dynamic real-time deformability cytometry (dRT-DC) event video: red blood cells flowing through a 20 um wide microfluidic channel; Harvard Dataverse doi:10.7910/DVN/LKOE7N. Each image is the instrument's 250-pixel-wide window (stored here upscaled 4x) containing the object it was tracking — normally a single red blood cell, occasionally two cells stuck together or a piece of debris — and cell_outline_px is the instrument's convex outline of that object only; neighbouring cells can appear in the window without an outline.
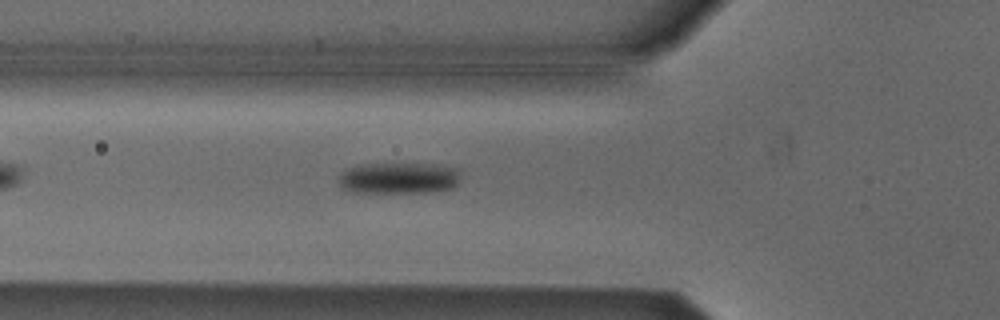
{"species": "Egyptian fruit bat (a non-hibernating species)", "species_latin": "Rousettus aegyptiacus", "temperature_condition": "cold", "stored_images_in_passage": 38, "camera_frame_rate_fps": 3000, "um_per_image_px": 0.085, "animal": {"sex": "male"}, "frame": {"image": 1, "passage_image": 3, "time_ms": 0.667, "image_size_px": [1000, 320], "cell_outline_px": [[460, 180], [452, 188], [440, 192], [352, 192], [340, 188], [336, 180], [340, 172], [356, 164], [436, 164], [456, 168]], "centroid_in_image_um": [33.83, 15.14], "position_along_channel_um": 92.0, "area_um2": 22.66}}
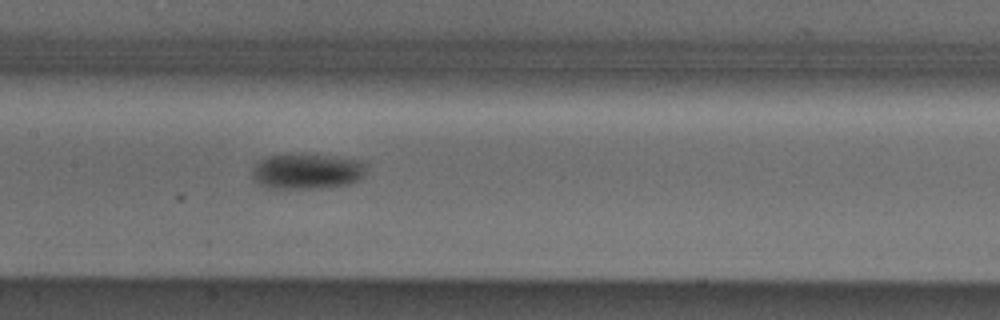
{"frame": {"image": 2, "passage_image": 10, "time_ms": 3.0, "image_size_px": [1000, 320], "cell_outline_px": [[364, 176], [348, 184], [320, 188], [268, 188], [260, 184], [252, 176], [252, 168], [256, 160], [268, 156], [332, 156], [364, 160]], "centroid_in_image_um": [26.08, 14.58], "position_along_channel_um": 181.3, "area_um2": 23.12}}
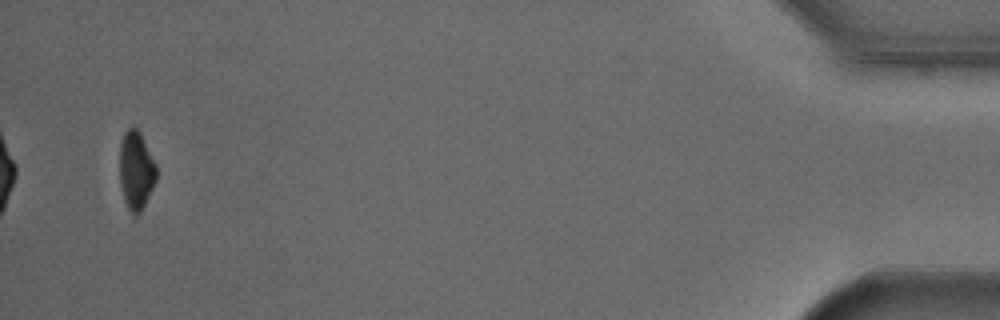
{"frame": {"image": 3, "passage_image": 36, "time_ms": 11.667, "image_size_px": [1000, 320], "cell_outline_px": [[156, 180], [140, 212], [132, 212], [128, 208], [124, 200], [120, 184], [120, 144], [124, 132], [128, 128], [136, 128], [140, 132], [156, 164]], "centroid_in_image_um": [11.56, 14.43], "position_along_channel_um": 423.6, "area_um2": 16.42}, "authors_computed_cell_mechanics": {"area_um2": 21.1259, "velocity_mm_per_s": 3.8198, "shape_relaxation_time_tau1_ms": 3.227, "shape_relaxation_time_tau2_ms": null, "deformation_change_tau1": 0.1118, "deformation_change_tau2": null}}